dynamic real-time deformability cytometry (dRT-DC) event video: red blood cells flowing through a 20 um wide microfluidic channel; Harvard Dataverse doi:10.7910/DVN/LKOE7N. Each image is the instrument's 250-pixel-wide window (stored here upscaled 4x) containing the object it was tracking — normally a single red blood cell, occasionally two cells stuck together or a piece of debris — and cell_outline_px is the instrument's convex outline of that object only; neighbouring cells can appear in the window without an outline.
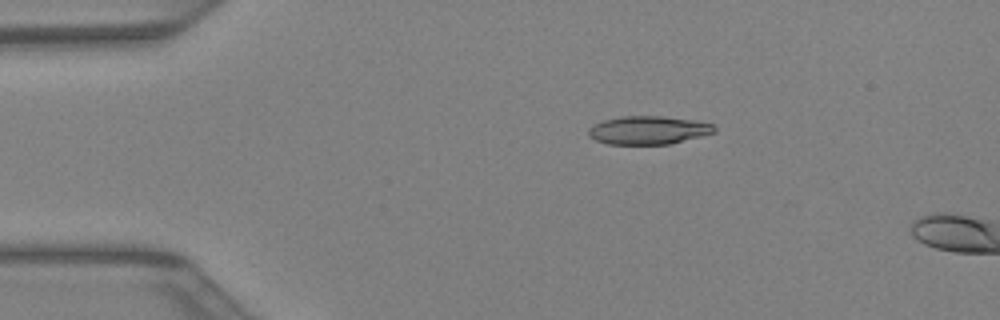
{"species": "Egyptian fruit bat (a non-hibernating species)", "species_latin": "Rousettus aegyptiacus", "temperature_condition": "warm", "stored_images_in_passage": 6, "camera_frame_rate_fps": 3000, "um_per_image_px": 0.085, "animal": {"sex": "female"}, "frame": {"image": 1, "passage_image": 4, "time_ms": 1.0, "image_size_px": [1000, 320], "cell_outline_px": [[716, 132], [668, 144], [608, 144], [596, 140], [588, 136], [588, 128], [604, 120], [620, 116], [664, 116], [696, 120], [716, 124]], "centroid_in_image_um": [55.13, 11.05], "position_along_channel_um": 29.9, "area_um2": 20.81}}